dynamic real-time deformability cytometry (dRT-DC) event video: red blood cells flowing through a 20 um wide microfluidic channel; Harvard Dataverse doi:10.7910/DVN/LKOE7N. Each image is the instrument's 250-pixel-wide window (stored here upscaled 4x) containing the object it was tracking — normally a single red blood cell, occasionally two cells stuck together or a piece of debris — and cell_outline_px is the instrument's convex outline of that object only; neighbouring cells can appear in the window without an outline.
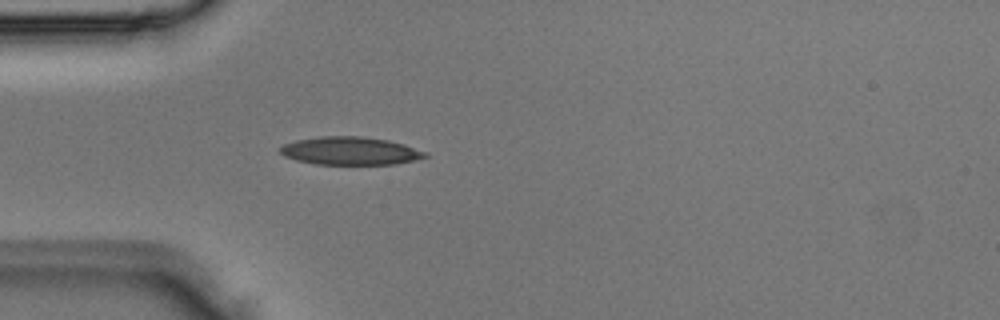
{"species": "Egyptian fruit bat (a non-hibernating species)", "species_latin": "Rousettus aegyptiacus", "temperature_condition": "room temperature", "stored_images_in_passage": 2, "camera_frame_rate_fps": 3000, "um_per_image_px": 0.085, "animal": {"sex": "male"}, "frame": {"image": 1, "passage_image": 2, "time_ms": 0.333, "image_size_px": [1000, 320], "cell_outline_px": [[428, 156], [396, 164], [316, 164], [296, 160], [284, 156], [280, 152], [280, 148], [284, 144], [296, 140], [320, 136], [360, 136], [388, 140], [404, 144], [428, 152]], "centroid_in_image_um": [29.77, 12.82], "position_along_channel_um": 55.2, "area_um2": 23.58}}